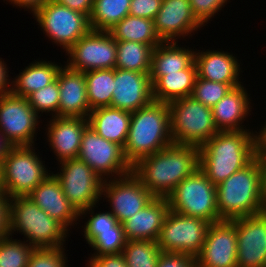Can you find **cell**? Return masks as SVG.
<instances>
[{
    "label": "cell",
    "mask_w": 266,
    "mask_h": 267,
    "mask_svg": "<svg viewBox=\"0 0 266 267\" xmlns=\"http://www.w3.org/2000/svg\"><path fill=\"white\" fill-rule=\"evenodd\" d=\"M199 168V148L171 144L132 166V173L155 196L166 198Z\"/></svg>",
    "instance_id": "cell-1"
},
{
    "label": "cell",
    "mask_w": 266,
    "mask_h": 267,
    "mask_svg": "<svg viewBox=\"0 0 266 267\" xmlns=\"http://www.w3.org/2000/svg\"><path fill=\"white\" fill-rule=\"evenodd\" d=\"M249 131H218L199 148V169L214 185L256 157L259 135Z\"/></svg>",
    "instance_id": "cell-2"
},
{
    "label": "cell",
    "mask_w": 266,
    "mask_h": 267,
    "mask_svg": "<svg viewBox=\"0 0 266 267\" xmlns=\"http://www.w3.org/2000/svg\"><path fill=\"white\" fill-rule=\"evenodd\" d=\"M173 144L167 103L152 101L131 112L124 155L131 166Z\"/></svg>",
    "instance_id": "cell-3"
},
{
    "label": "cell",
    "mask_w": 266,
    "mask_h": 267,
    "mask_svg": "<svg viewBox=\"0 0 266 267\" xmlns=\"http://www.w3.org/2000/svg\"><path fill=\"white\" fill-rule=\"evenodd\" d=\"M216 198L221 220H233L265 211L258 158L255 157L243 169L216 185Z\"/></svg>",
    "instance_id": "cell-4"
},
{
    "label": "cell",
    "mask_w": 266,
    "mask_h": 267,
    "mask_svg": "<svg viewBox=\"0 0 266 267\" xmlns=\"http://www.w3.org/2000/svg\"><path fill=\"white\" fill-rule=\"evenodd\" d=\"M8 230L22 232L34 248L64 246L69 231L28 196L9 198Z\"/></svg>",
    "instance_id": "cell-5"
},
{
    "label": "cell",
    "mask_w": 266,
    "mask_h": 267,
    "mask_svg": "<svg viewBox=\"0 0 266 267\" xmlns=\"http://www.w3.org/2000/svg\"><path fill=\"white\" fill-rule=\"evenodd\" d=\"M168 107L173 143L200 148L217 134L212 109L192 96L172 101Z\"/></svg>",
    "instance_id": "cell-6"
},
{
    "label": "cell",
    "mask_w": 266,
    "mask_h": 267,
    "mask_svg": "<svg viewBox=\"0 0 266 267\" xmlns=\"http://www.w3.org/2000/svg\"><path fill=\"white\" fill-rule=\"evenodd\" d=\"M34 145L13 146L0 166V188L8 198L29 195L50 173Z\"/></svg>",
    "instance_id": "cell-7"
},
{
    "label": "cell",
    "mask_w": 266,
    "mask_h": 267,
    "mask_svg": "<svg viewBox=\"0 0 266 267\" xmlns=\"http://www.w3.org/2000/svg\"><path fill=\"white\" fill-rule=\"evenodd\" d=\"M169 208L179 214L214 223L221 221L217 209L216 185L198 168L166 197Z\"/></svg>",
    "instance_id": "cell-8"
},
{
    "label": "cell",
    "mask_w": 266,
    "mask_h": 267,
    "mask_svg": "<svg viewBox=\"0 0 266 267\" xmlns=\"http://www.w3.org/2000/svg\"><path fill=\"white\" fill-rule=\"evenodd\" d=\"M41 30L66 52L90 30L89 17L49 0L34 14ZM54 40V41H53Z\"/></svg>",
    "instance_id": "cell-9"
},
{
    "label": "cell",
    "mask_w": 266,
    "mask_h": 267,
    "mask_svg": "<svg viewBox=\"0 0 266 267\" xmlns=\"http://www.w3.org/2000/svg\"><path fill=\"white\" fill-rule=\"evenodd\" d=\"M210 223L169 210L157 241L162 253L196 257L205 241Z\"/></svg>",
    "instance_id": "cell-10"
},
{
    "label": "cell",
    "mask_w": 266,
    "mask_h": 267,
    "mask_svg": "<svg viewBox=\"0 0 266 267\" xmlns=\"http://www.w3.org/2000/svg\"><path fill=\"white\" fill-rule=\"evenodd\" d=\"M77 158L85 162L102 180L111 179L114 175L112 178H119L132 172L124 148L99 136L89 125L82 134Z\"/></svg>",
    "instance_id": "cell-11"
},
{
    "label": "cell",
    "mask_w": 266,
    "mask_h": 267,
    "mask_svg": "<svg viewBox=\"0 0 266 267\" xmlns=\"http://www.w3.org/2000/svg\"><path fill=\"white\" fill-rule=\"evenodd\" d=\"M60 164L61 171L54 175L74 208L80 213L84 209L96 206L103 197V180L79 158L65 160Z\"/></svg>",
    "instance_id": "cell-12"
},
{
    "label": "cell",
    "mask_w": 266,
    "mask_h": 267,
    "mask_svg": "<svg viewBox=\"0 0 266 267\" xmlns=\"http://www.w3.org/2000/svg\"><path fill=\"white\" fill-rule=\"evenodd\" d=\"M66 66L74 71L112 69L116 66V40L109 31L90 30L67 52Z\"/></svg>",
    "instance_id": "cell-13"
},
{
    "label": "cell",
    "mask_w": 266,
    "mask_h": 267,
    "mask_svg": "<svg viewBox=\"0 0 266 267\" xmlns=\"http://www.w3.org/2000/svg\"><path fill=\"white\" fill-rule=\"evenodd\" d=\"M38 119L27 98L11 92L0 96V131L13 146L34 145Z\"/></svg>",
    "instance_id": "cell-14"
},
{
    "label": "cell",
    "mask_w": 266,
    "mask_h": 267,
    "mask_svg": "<svg viewBox=\"0 0 266 267\" xmlns=\"http://www.w3.org/2000/svg\"><path fill=\"white\" fill-rule=\"evenodd\" d=\"M101 195L108 198L112 207L110 212L121 224L155 198L132 172L119 178L103 180Z\"/></svg>",
    "instance_id": "cell-15"
},
{
    "label": "cell",
    "mask_w": 266,
    "mask_h": 267,
    "mask_svg": "<svg viewBox=\"0 0 266 267\" xmlns=\"http://www.w3.org/2000/svg\"><path fill=\"white\" fill-rule=\"evenodd\" d=\"M195 261L196 267H237L235 219L210 224Z\"/></svg>",
    "instance_id": "cell-16"
},
{
    "label": "cell",
    "mask_w": 266,
    "mask_h": 267,
    "mask_svg": "<svg viewBox=\"0 0 266 267\" xmlns=\"http://www.w3.org/2000/svg\"><path fill=\"white\" fill-rule=\"evenodd\" d=\"M237 267H266V210L235 219Z\"/></svg>",
    "instance_id": "cell-17"
},
{
    "label": "cell",
    "mask_w": 266,
    "mask_h": 267,
    "mask_svg": "<svg viewBox=\"0 0 266 267\" xmlns=\"http://www.w3.org/2000/svg\"><path fill=\"white\" fill-rule=\"evenodd\" d=\"M153 101L150 73L114 68L111 107L134 112Z\"/></svg>",
    "instance_id": "cell-18"
},
{
    "label": "cell",
    "mask_w": 266,
    "mask_h": 267,
    "mask_svg": "<svg viewBox=\"0 0 266 267\" xmlns=\"http://www.w3.org/2000/svg\"><path fill=\"white\" fill-rule=\"evenodd\" d=\"M153 21L163 41H176L203 27L193 15L189 0H162Z\"/></svg>",
    "instance_id": "cell-19"
},
{
    "label": "cell",
    "mask_w": 266,
    "mask_h": 267,
    "mask_svg": "<svg viewBox=\"0 0 266 267\" xmlns=\"http://www.w3.org/2000/svg\"><path fill=\"white\" fill-rule=\"evenodd\" d=\"M48 122L47 142H50L49 146L57 156V161L77 158L82 134L89 125L88 118L53 116Z\"/></svg>",
    "instance_id": "cell-20"
},
{
    "label": "cell",
    "mask_w": 266,
    "mask_h": 267,
    "mask_svg": "<svg viewBox=\"0 0 266 267\" xmlns=\"http://www.w3.org/2000/svg\"><path fill=\"white\" fill-rule=\"evenodd\" d=\"M51 174L27 196L68 230L69 225L73 226L80 218V213L65 197L59 180L53 173Z\"/></svg>",
    "instance_id": "cell-21"
},
{
    "label": "cell",
    "mask_w": 266,
    "mask_h": 267,
    "mask_svg": "<svg viewBox=\"0 0 266 267\" xmlns=\"http://www.w3.org/2000/svg\"><path fill=\"white\" fill-rule=\"evenodd\" d=\"M59 84V117L88 118L91 112L84 72L69 69L66 65L57 75Z\"/></svg>",
    "instance_id": "cell-22"
},
{
    "label": "cell",
    "mask_w": 266,
    "mask_h": 267,
    "mask_svg": "<svg viewBox=\"0 0 266 267\" xmlns=\"http://www.w3.org/2000/svg\"><path fill=\"white\" fill-rule=\"evenodd\" d=\"M169 210L167 198L155 197L143 209L122 223L127 241L151 240L157 242Z\"/></svg>",
    "instance_id": "cell-23"
},
{
    "label": "cell",
    "mask_w": 266,
    "mask_h": 267,
    "mask_svg": "<svg viewBox=\"0 0 266 267\" xmlns=\"http://www.w3.org/2000/svg\"><path fill=\"white\" fill-rule=\"evenodd\" d=\"M237 58L228 52L206 50L195 52L197 77L226 84H241L240 64Z\"/></svg>",
    "instance_id": "cell-24"
},
{
    "label": "cell",
    "mask_w": 266,
    "mask_h": 267,
    "mask_svg": "<svg viewBox=\"0 0 266 267\" xmlns=\"http://www.w3.org/2000/svg\"><path fill=\"white\" fill-rule=\"evenodd\" d=\"M248 93L243 85L232 88L212 109L218 131H243L242 120L251 112Z\"/></svg>",
    "instance_id": "cell-25"
},
{
    "label": "cell",
    "mask_w": 266,
    "mask_h": 267,
    "mask_svg": "<svg viewBox=\"0 0 266 267\" xmlns=\"http://www.w3.org/2000/svg\"><path fill=\"white\" fill-rule=\"evenodd\" d=\"M178 41H163L152 52L150 81L153 85L161 76L186 68H196L194 50L181 48Z\"/></svg>",
    "instance_id": "cell-26"
},
{
    "label": "cell",
    "mask_w": 266,
    "mask_h": 267,
    "mask_svg": "<svg viewBox=\"0 0 266 267\" xmlns=\"http://www.w3.org/2000/svg\"><path fill=\"white\" fill-rule=\"evenodd\" d=\"M131 122V112L111 106L91 110L89 126L104 139L124 148Z\"/></svg>",
    "instance_id": "cell-27"
},
{
    "label": "cell",
    "mask_w": 266,
    "mask_h": 267,
    "mask_svg": "<svg viewBox=\"0 0 266 267\" xmlns=\"http://www.w3.org/2000/svg\"><path fill=\"white\" fill-rule=\"evenodd\" d=\"M61 67L63 66L45 60L30 63L11 82V93L27 98L31 93L54 82Z\"/></svg>",
    "instance_id": "cell-28"
},
{
    "label": "cell",
    "mask_w": 266,
    "mask_h": 267,
    "mask_svg": "<svg viewBox=\"0 0 266 267\" xmlns=\"http://www.w3.org/2000/svg\"><path fill=\"white\" fill-rule=\"evenodd\" d=\"M196 78V68H186L161 76L152 85L153 100L169 104L177 99L191 96Z\"/></svg>",
    "instance_id": "cell-29"
},
{
    "label": "cell",
    "mask_w": 266,
    "mask_h": 267,
    "mask_svg": "<svg viewBox=\"0 0 266 267\" xmlns=\"http://www.w3.org/2000/svg\"><path fill=\"white\" fill-rule=\"evenodd\" d=\"M109 32L116 41H135L153 48L163 42L156 32L154 21L143 17L127 15Z\"/></svg>",
    "instance_id": "cell-30"
},
{
    "label": "cell",
    "mask_w": 266,
    "mask_h": 267,
    "mask_svg": "<svg viewBox=\"0 0 266 267\" xmlns=\"http://www.w3.org/2000/svg\"><path fill=\"white\" fill-rule=\"evenodd\" d=\"M115 68L150 73L153 47L135 41H116Z\"/></svg>",
    "instance_id": "cell-31"
},
{
    "label": "cell",
    "mask_w": 266,
    "mask_h": 267,
    "mask_svg": "<svg viewBox=\"0 0 266 267\" xmlns=\"http://www.w3.org/2000/svg\"><path fill=\"white\" fill-rule=\"evenodd\" d=\"M131 0H94L89 23L92 30L109 31L129 15Z\"/></svg>",
    "instance_id": "cell-32"
},
{
    "label": "cell",
    "mask_w": 266,
    "mask_h": 267,
    "mask_svg": "<svg viewBox=\"0 0 266 267\" xmlns=\"http://www.w3.org/2000/svg\"><path fill=\"white\" fill-rule=\"evenodd\" d=\"M90 109L111 106L114 68L84 72Z\"/></svg>",
    "instance_id": "cell-33"
},
{
    "label": "cell",
    "mask_w": 266,
    "mask_h": 267,
    "mask_svg": "<svg viewBox=\"0 0 266 267\" xmlns=\"http://www.w3.org/2000/svg\"><path fill=\"white\" fill-rule=\"evenodd\" d=\"M161 253L158 243L151 240H129L122 251L128 267H157Z\"/></svg>",
    "instance_id": "cell-34"
},
{
    "label": "cell",
    "mask_w": 266,
    "mask_h": 267,
    "mask_svg": "<svg viewBox=\"0 0 266 267\" xmlns=\"http://www.w3.org/2000/svg\"><path fill=\"white\" fill-rule=\"evenodd\" d=\"M12 238V235L0 238V267H27L34 247Z\"/></svg>",
    "instance_id": "cell-35"
},
{
    "label": "cell",
    "mask_w": 266,
    "mask_h": 267,
    "mask_svg": "<svg viewBox=\"0 0 266 267\" xmlns=\"http://www.w3.org/2000/svg\"><path fill=\"white\" fill-rule=\"evenodd\" d=\"M241 84H226L196 78L192 97L201 102L204 106L212 108L215 106L232 88Z\"/></svg>",
    "instance_id": "cell-36"
},
{
    "label": "cell",
    "mask_w": 266,
    "mask_h": 267,
    "mask_svg": "<svg viewBox=\"0 0 266 267\" xmlns=\"http://www.w3.org/2000/svg\"><path fill=\"white\" fill-rule=\"evenodd\" d=\"M127 239L123 227H112V230L99 231V234L89 243L95 253L92 256L121 254Z\"/></svg>",
    "instance_id": "cell-37"
},
{
    "label": "cell",
    "mask_w": 266,
    "mask_h": 267,
    "mask_svg": "<svg viewBox=\"0 0 266 267\" xmlns=\"http://www.w3.org/2000/svg\"><path fill=\"white\" fill-rule=\"evenodd\" d=\"M59 95V84L56 79L46 87L31 93L27 99L38 115L40 112L48 113L51 111L52 117H59Z\"/></svg>",
    "instance_id": "cell-38"
},
{
    "label": "cell",
    "mask_w": 266,
    "mask_h": 267,
    "mask_svg": "<svg viewBox=\"0 0 266 267\" xmlns=\"http://www.w3.org/2000/svg\"><path fill=\"white\" fill-rule=\"evenodd\" d=\"M93 207L95 206H91L80 212V216L84 214L86 215L88 212L91 214V217L87 220L83 229V236L88 244L99 234V231L112 230V227H123L111 212H96L94 214Z\"/></svg>",
    "instance_id": "cell-39"
},
{
    "label": "cell",
    "mask_w": 266,
    "mask_h": 267,
    "mask_svg": "<svg viewBox=\"0 0 266 267\" xmlns=\"http://www.w3.org/2000/svg\"><path fill=\"white\" fill-rule=\"evenodd\" d=\"M64 249L63 246L34 248L27 267H68Z\"/></svg>",
    "instance_id": "cell-40"
},
{
    "label": "cell",
    "mask_w": 266,
    "mask_h": 267,
    "mask_svg": "<svg viewBox=\"0 0 266 267\" xmlns=\"http://www.w3.org/2000/svg\"><path fill=\"white\" fill-rule=\"evenodd\" d=\"M192 13L197 21L204 26L228 2V0H189Z\"/></svg>",
    "instance_id": "cell-41"
},
{
    "label": "cell",
    "mask_w": 266,
    "mask_h": 267,
    "mask_svg": "<svg viewBox=\"0 0 266 267\" xmlns=\"http://www.w3.org/2000/svg\"><path fill=\"white\" fill-rule=\"evenodd\" d=\"M162 0H131L129 15L154 20Z\"/></svg>",
    "instance_id": "cell-42"
},
{
    "label": "cell",
    "mask_w": 266,
    "mask_h": 267,
    "mask_svg": "<svg viewBox=\"0 0 266 267\" xmlns=\"http://www.w3.org/2000/svg\"><path fill=\"white\" fill-rule=\"evenodd\" d=\"M157 267H196L195 258L184 254L161 253Z\"/></svg>",
    "instance_id": "cell-43"
},
{
    "label": "cell",
    "mask_w": 266,
    "mask_h": 267,
    "mask_svg": "<svg viewBox=\"0 0 266 267\" xmlns=\"http://www.w3.org/2000/svg\"><path fill=\"white\" fill-rule=\"evenodd\" d=\"M88 267H128L121 254L91 256Z\"/></svg>",
    "instance_id": "cell-44"
},
{
    "label": "cell",
    "mask_w": 266,
    "mask_h": 267,
    "mask_svg": "<svg viewBox=\"0 0 266 267\" xmlns=\"http://www.w3.org/2000/svg\"><path fill=\"white\" fill-rule=\"evenodd\" d=\"M9 198L0 193V238L9 235L8 230Z\"/></svg>",
    "instance_id": "cell-45"
},
{
    "label": "cell",
    "mask_w": 266,
    "mask_h": 267,
    "mask_svg": "<svg viewBox=\"0 0 266 267\" xmlns=\"http://www.w3.org/2000/svg\"><path fill=\"white\" fill-rule=\"evenodd\" d=\"M54 2L66 6L72 10L79 11L88 17L92 11L94 0H53Z\"/></svg>",
    "instance_id": "cell-46"
},
{
    "label": "cell",
    "mask_w": 266,
    "mask_h": 267,
    "mask_svg": "<svg viewBox=\"0 0 266 267\" xmlns=\"http://www.w3.org/2000/svg\"><path fill=\"white\" fill-rule=\"evenodd\" d=\"M6 66L4 60L2 61V58H0V96L11 92L12 83H10V79L8 78L9 70Z\"/></svg>",
    "instance_id": "cell-47"
},
{
    "label": "cell",
    "mask_w": 266,
    "mask_h": 267,
    "mask_svg": "<svg viewBox=\"0 0 266 267\" xmlns=\"http://www.w3.org/2000/svg\"><path fill=\"white\" fill-rule=\"evenodd\" d=\"M8 2H11V4H14L13 7L19 6L24 9H30L32 14H34L38 9H40L45 3H47L49 0H6Z\"/></svg>",
    "instance_id": "cell-48"
},
{
    "label": "cell",
    "mask_w": 266,
    "mask_h": 267,
    "mask_svg": "<svg viewBox=\"0 0 266 267\" xmlns=\"http://www.w3.org/2000/svg\"><path fill=\"white\" fill-rule=\"evenodd\" d=\"M13 145L7 140L6 136L0 131V166L5 156L10 152Z\"/></svg>",
    "instance_id": "cell-49"
},
{
    "label": "cell",
    "mask_w": 266,
    "mask_h": 267,
    "mask_svg": "<svg viewBox=\"0 0 266 267\" xmlns=\"http://www.w3.org/2000/svg\"><path fill=\"white\" fill-rule=\"evenodd\" d=\"M260 162L262 172V193L266 204V155H256Z\"/></svg>",
    "instance_id": "cell-50"
},
{
    "label": "cell",
    "mask_w": 266,
    "mask_h": 267,
    "mask_svg": "<svg viewBox=\"0 0 266 267\" xmlns=\"http://www.w3.org/2000/svg\"><path fill=\"white\" fill-rule=\"evenodd\" d=\"M259 135V146L256 155H266V122L265 126L261 128Z\"/></svg>",
    "instance_id": "cell-51"
}]
</instances>
